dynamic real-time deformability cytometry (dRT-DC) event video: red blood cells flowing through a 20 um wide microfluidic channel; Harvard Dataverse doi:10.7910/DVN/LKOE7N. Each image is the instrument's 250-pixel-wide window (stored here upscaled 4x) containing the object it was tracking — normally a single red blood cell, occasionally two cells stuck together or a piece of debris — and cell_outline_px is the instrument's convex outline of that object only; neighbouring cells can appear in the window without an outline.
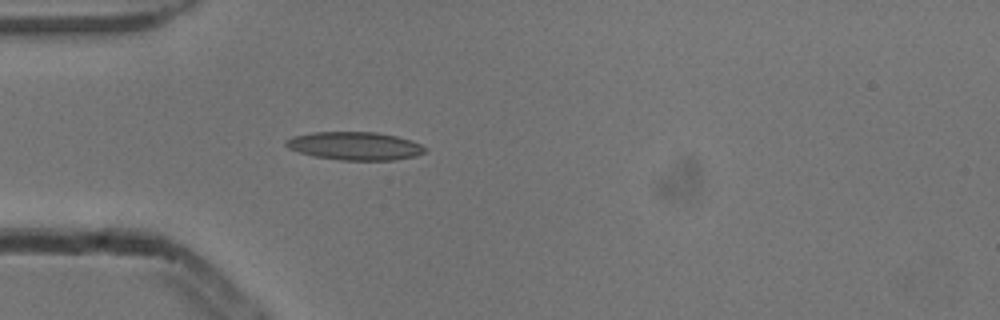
{"species": "common noctule bat (a hibernating species)", "species_latin": "Nyctalus noctula", "temperature_condition": "cold", "stored_images_in_passage": 2, "camera_frame_rate_fps": 3000, "um_per_image_px": 0.085, "animal": {"sex": "male", "body_mass_g": 13.3}, "frame": {"image": 1, "passage_image": 2, "time_ms": 0.333, "image_size_px": [1000, 320], "cell_outline_px": [[428, 148], [424, 152], [416, 156], [396, 160], [340, 160], [312, 156], [288, 148], [284, 144], [292, 136], [312, 132], [376, 132], [396, 136], [420, 144]], "centroid_in_image_um": [30.16, 12.41], "position_along_channel_um": 54.8, "area_um2": 22.77}}